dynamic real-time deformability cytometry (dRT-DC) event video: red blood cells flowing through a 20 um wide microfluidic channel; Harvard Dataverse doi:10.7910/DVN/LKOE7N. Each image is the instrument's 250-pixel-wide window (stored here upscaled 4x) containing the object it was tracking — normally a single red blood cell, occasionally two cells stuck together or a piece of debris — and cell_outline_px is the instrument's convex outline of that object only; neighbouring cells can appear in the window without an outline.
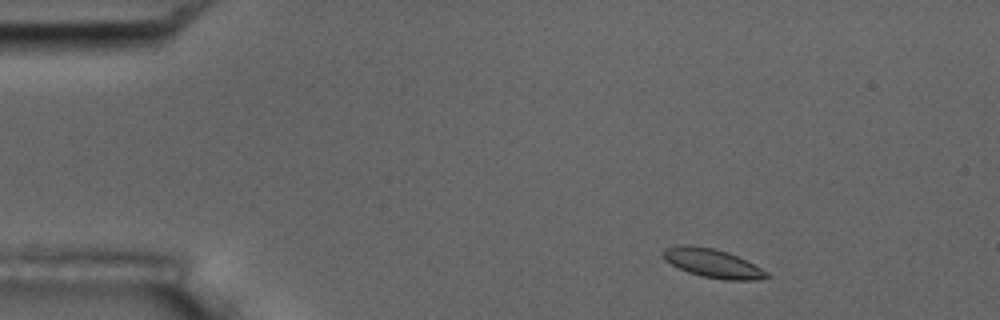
{"species": "common noctule bat (a hibernating species)", "species_latin": "Nyctalus noctula", "temperature_condition": "room temperature", "stored_images_in_passage": 8, "camera_frame_rate_fps": 3000, "um_per_image_px": 0.085, "animal": {"sex": "male", "body_mass_g": 17.5, "forearm_length_mm": 52.3}, "frame": {"image": 1, "passage_image": 1, "time_ms": 0.0, "image_size_px": [1000, 320], "cell_outline_px": [[772, 276], [756, 280], [724, 280], [700, 276], [688, 272], [664, 260], [660, 252], [664, 248], [680, 244], [688, 244], [712, 248], [728, 252], [768, 272]], "centroid_in_image_um": [60.52, 22.37], "position_along_channel_um": 24.5, "area_um2": 17.4}}
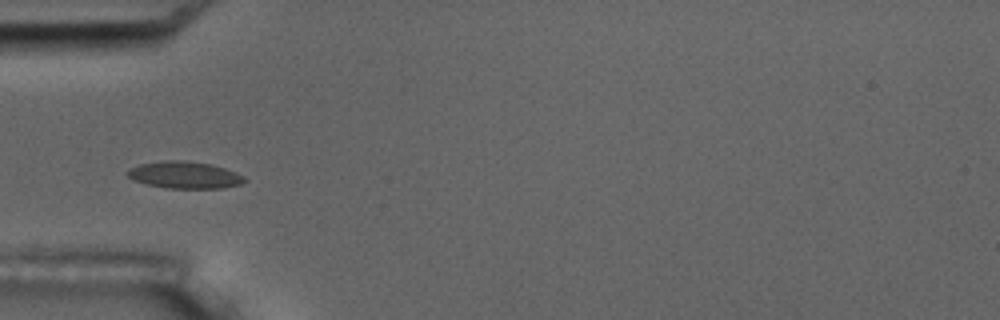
{"frame": {"image": 2, "passage_image": 4, "time_ms": 3.333, "image_size_px": [1000, 320], "cell_outline_px": [[248, 180], [240, 184], [220, 188], [168, 188], [148, 184], [132, 180], [124, 172], [128, 168], [140, 164], [164, 160], [184, 160], [212, 164], [236, 172], [244, 176]], "centroid_in_image_um": [15.67, 14.86], "position_along_channel_um": 69.3, "area_um2": 18.5}}
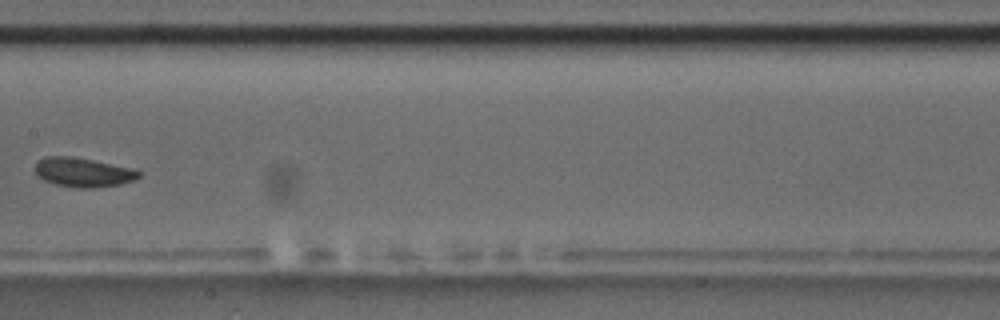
{"frame": {"image": 3, "passage_image": 7, "time_ms": 7.0, "image_size_px": [1000, 320], "cell_outline_px": [[140, 176], [132, 180], [120, 184], [92, 188], [76, 188], [56, 184], [44, 180], [36, 176], [36, 160], [44, 156], [72, 156], [132, 168], [140, 172]], "centroid_in_image_um": [7.01, 14.64], "position_along_channel_um": 200.4, "area_um2": 17.63}}